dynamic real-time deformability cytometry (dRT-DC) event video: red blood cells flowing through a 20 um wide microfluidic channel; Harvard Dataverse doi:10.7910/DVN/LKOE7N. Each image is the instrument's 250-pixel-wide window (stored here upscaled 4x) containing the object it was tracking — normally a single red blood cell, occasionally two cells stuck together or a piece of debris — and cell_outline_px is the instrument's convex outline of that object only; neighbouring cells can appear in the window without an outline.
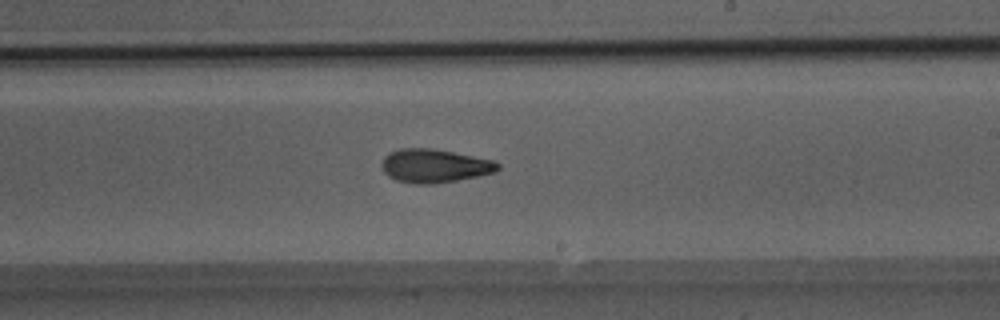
{"species": "Egyptian fruit bat (a non-hibernating species)", "species_latin": "Rousettus aegyptiacus", "temperature_condition": "room temperature", "stored_images_in_passage": 32, "camera_frame_rate_fps": 3000, "um_per_image_px": 0.085, "animal": {"sex": "male"}, "frame": {"image": 1, "passage_image": 19, "time_ms": 6.0, "image_size_px": [1000, 320], "cell_outline_px": [[500, 168], [496, 172], [456, 180], [432, 184], [416, 184], [396, 180], [388, 176], [384, 172], [380, 164], [384, 156], [388, 152], [400, 148], [432, 148], [492, 160], [500, 164]], "centroid_in_image_um": [36.88, 14.09], "position_along_channel_um": 252.1, "area_um2": 22.66}}
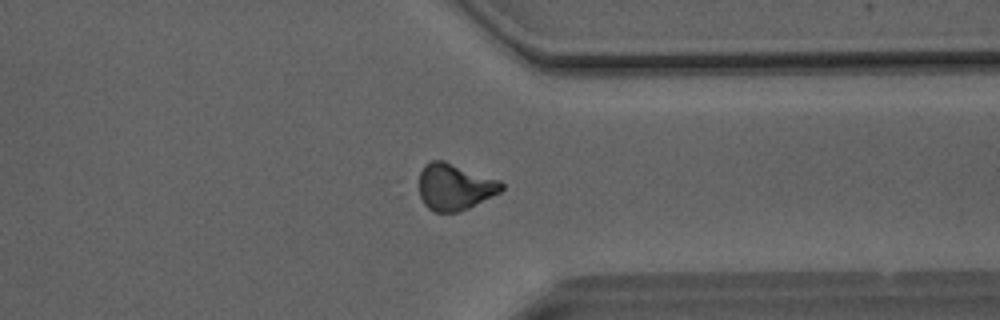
{"frame": {"image": 2, "passage_image": 28, "time_ms": 9.0, "image_size_px": [1000, 320], "cell_outline_px": [[504, 188], [500, 192], [468, 208], [456, 212], [432, 212], [424, 204], [420, 196], [420, 172], [424, 164], [432, 160], [444, 160], [500, 180], [504, 184]], "centroid_in_image_um": [38.64, 15.87], "position_along_channel_um": 372.8, "area_um2": 22.37}}